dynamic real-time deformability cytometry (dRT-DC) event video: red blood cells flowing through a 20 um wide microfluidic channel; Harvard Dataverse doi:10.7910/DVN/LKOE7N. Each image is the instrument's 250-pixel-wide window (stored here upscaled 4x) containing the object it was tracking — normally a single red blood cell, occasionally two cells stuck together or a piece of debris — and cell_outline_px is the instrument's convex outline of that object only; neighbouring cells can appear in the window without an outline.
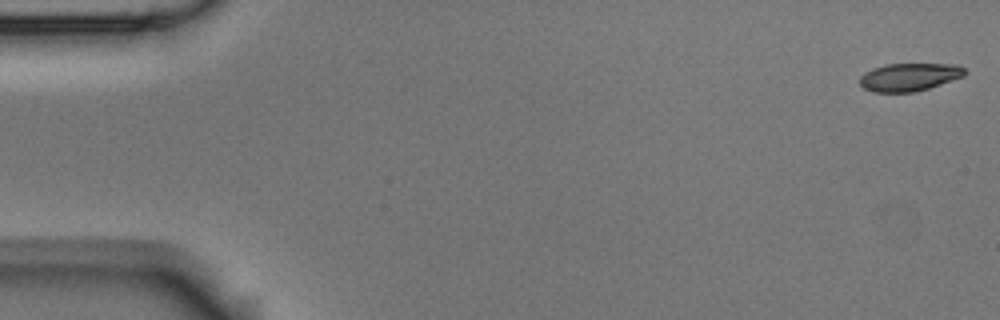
{"species": "Egyptian fruit bat (a non-hibernating species)", "species_latin": "Rousettus aegyptiacus", "temperature_condition": "room temperature", "stored_images_in_passage": 57, "camera_frame_rate_fps": 3000, "um_per_image_px": 0.085, "animal": {"sex": "male"}, "frame": {"image": 1, "passage_image": 1, "time_ms": 0.0, "image_size_px": [1000, 320], "cell_outline_px": [[968, 72], [964, 76], [916, 92], [872, 92], [864, 88], [860, 84], [860, 76], [864, 72], [872, 68], [888, 64], [956, 64], [964, 68]], "centroid_in_image_um": [77.28, 6.54], "position_along_channel_um": 7.7, "area_um2": 17.11}}
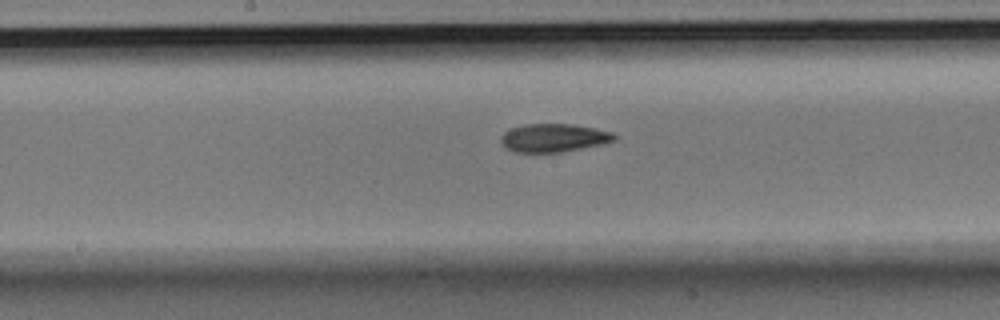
{"frame": {"image": 2, "passage_image": 29, "time_ms": 9.333, "image_size_px": [1000, 320], "cell_outline_px": [[616, 140], [604, 144], [560, 152], [512, 152], [504, 148], [500, 144], [500, 136], [504, 132], [512, 128], [528, 124], [572, 124], [612, 132], [616, 136]], "centroid_in_image_um": [47.02, 11.73], "position_along_channel_um": 201.2, "area_um2": 18.73}}
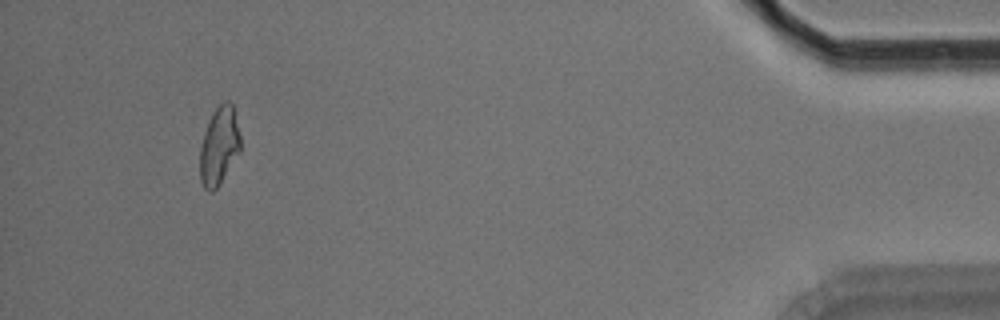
{"frame": {"image": 3, "passage_image": 53, "time_ms": 17.333, "image_size_px": [1000, 320], "cell_outline_px": [[240, 152], [220, 184], [212, 192], [208, 192], [204, 188], [200, 180], [200, 148], [204, 132], [212, 112], [224, 100], [228, 100], [232, 104], [240, 136]], "centroid_in_image_um": [18.62, 12.42], "position_along_channel_um": 416.6, "area_um2": 18.44}, "authors_computed_cell_mechanics": {"area_um2": 18.496, "velocity_mm_per_s": 3.5515, "shape_relaxation_time_tau1_ms": 7.8377, "shape_relaxation_time_tau2_ms": 7.8311, "deformation_change_tau1": 0.1618, "deformation_change_tau2": 0.1466}}